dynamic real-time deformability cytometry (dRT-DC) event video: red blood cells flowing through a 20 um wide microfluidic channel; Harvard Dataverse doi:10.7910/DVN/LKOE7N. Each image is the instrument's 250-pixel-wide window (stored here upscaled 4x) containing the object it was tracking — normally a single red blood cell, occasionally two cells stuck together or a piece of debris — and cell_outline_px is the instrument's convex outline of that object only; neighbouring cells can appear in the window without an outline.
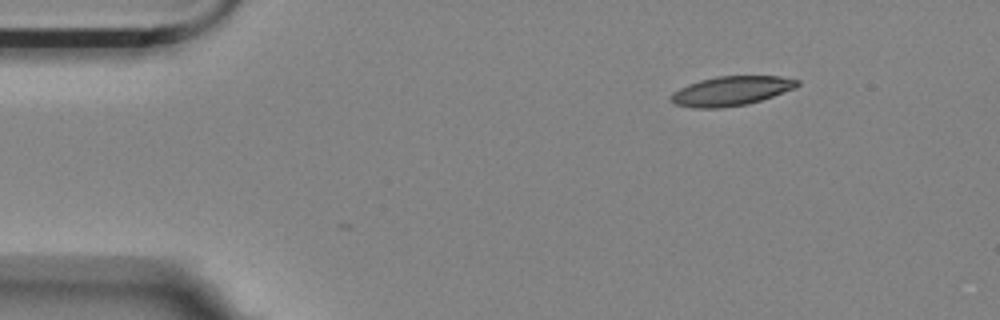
{"species": "Egyptian fruit bat (a non-hibernating species)", "species_latin": "Rousettus aegyptiacus", "temperature_condition": "room temperature", "stored_images_in_passage": 2, "camera_frame_rate_fps": 3000, "um_per_image_px": 0.085, "animal": {"sex": "female"}, "frame": {"image": 1, "passage_image": 1, "time_ms": 0.0, "image_size_px": [1000, 320], "cell_outline_px": [[800, 84], [796, 88], [748, 104], [720, 108], [692, 108], [676, 104], [668, 100], [668, 96], [672, 92], [688, 84], [700, 80], [716, 76], [780, 76], [800, 80]], "centroid_in_image_um": [62.12, 7.73], "position_along_channel_um": 22.9, "area_um2": 21.79}}